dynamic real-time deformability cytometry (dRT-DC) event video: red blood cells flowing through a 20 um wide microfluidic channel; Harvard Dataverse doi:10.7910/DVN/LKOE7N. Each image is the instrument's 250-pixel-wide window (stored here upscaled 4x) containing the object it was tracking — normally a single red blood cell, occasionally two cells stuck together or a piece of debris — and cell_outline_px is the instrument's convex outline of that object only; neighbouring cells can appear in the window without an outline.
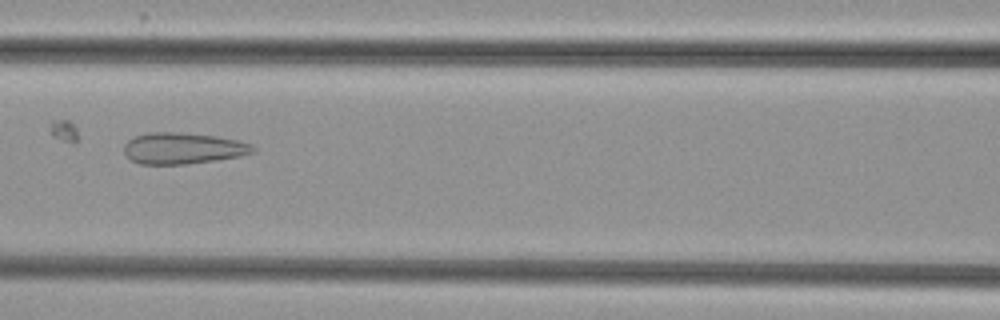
{"species": "common noctule bat (a hibernating species)", "species_latin": "Nyctalus noctula", "temperature_condition": "cold", "stored_images_in_passage": 6, "camera_frame_rate_fps": 3000, "um_per_image_px": 0.085, "animal": {"sex": "female", "body_mass_g": 29.2, "forearm_length_mm": 56.3}, "frame": {"image": 1, "passage_image": 6, "time_ms": 5.667, "image_size_px": [1000, 320], "cell_outline_px": [[256, 152], [240, 156], [216, 160], [184, 164], [140, 164], [132, 160], [124, 152], [124, 144], [128, 140], [136, 136], [148, 132], [176, 132], [216, 136], [236, 140], [252, 144], [256, 148]], "centroid_in_image_um": [15.57, 12.6], "position_along_channel_um": 151.0, "area_um2": 23.47}}